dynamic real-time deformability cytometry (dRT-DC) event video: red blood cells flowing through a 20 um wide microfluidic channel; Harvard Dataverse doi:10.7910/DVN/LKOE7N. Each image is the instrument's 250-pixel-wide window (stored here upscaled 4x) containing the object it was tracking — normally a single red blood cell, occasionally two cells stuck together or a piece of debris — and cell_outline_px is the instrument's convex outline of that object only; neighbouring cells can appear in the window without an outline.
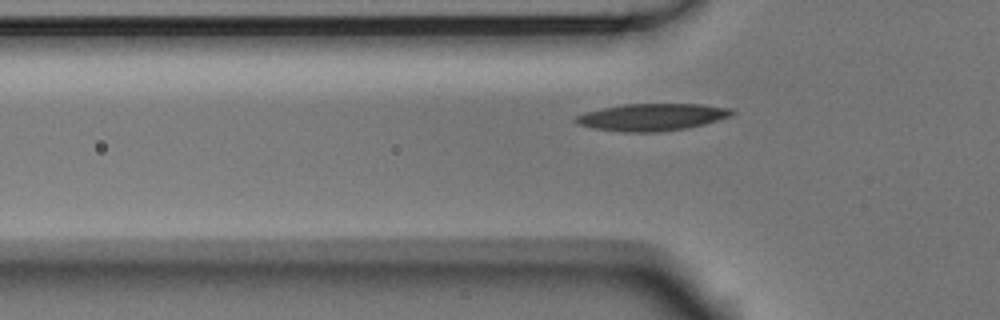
{"species": "Egyptian fruit bat (a non-hibernating species)", "species_latin": "Rousettus aegyptiacus", "temperature_condition": "room temperature", "stored_images_in_passage": 33, "camera_frame_rate_fps": 3000, "um_per_image_px": 0.085, "animal": {"sex": "male"}, "frame": {"image": 1, "passage_image": 2, "time_ms": 0.333, "image_size_px": [1000, 320], "cell_outline_px": [[736, 112], [732, 116], [704, 124], [688, 128], [660, 132], [624, 132], [596, 128], [580, 124], [572, 120], [576, 116], [584, 112], [624, 104], [700, 104], [732, 108]], "centroid_in_image_um": [55.47, 9.95], "position_along_channel_um": 70.3, "area_um2": 24.68}}
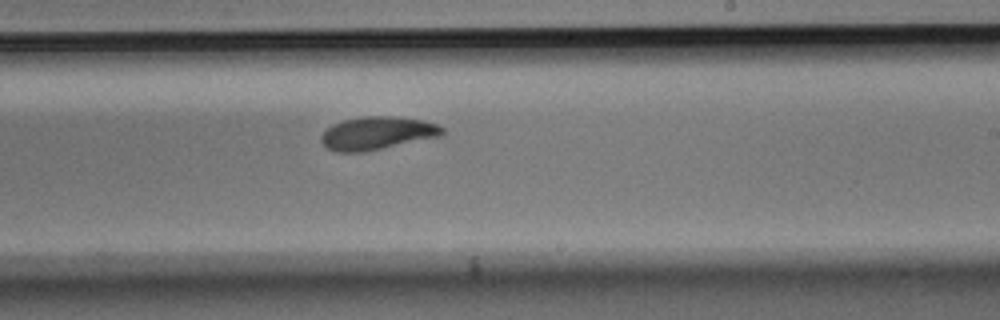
{"frame": {"image": 2, "passage_image": 17, "time_ms": 5.333, "image_size_px": [1000, 320], "cell_outline_px": [[444, 132], [440, 136], [364, 152], [336, 152], [328, 148], [320, 140], [320, 136], [332, 124], [344, 120], [360, 116], [392, 116], [424, 120], [436, 124], [444, 128]], "centroid_in_image_um": [32.05, 11.31], "position_along_channel_um": 257.0, "area_um2": 23.24}}
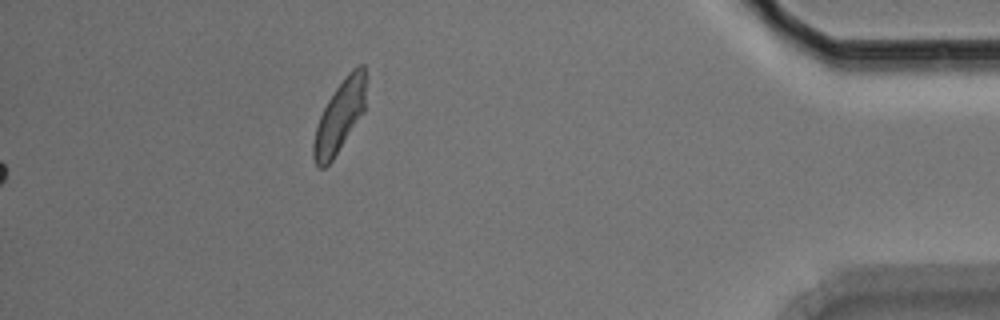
{"frame": {"image": 3, "passage_image": 33, "time_ms": 10.667, "image_size_px": [1000, 320], "cell_outline_px": [[368, 80], [364, 112], [332, 160], [324, 168], [316, 168], [312, 156], [312, 144], [316, 124], [328, 100], [336, 88], [348, 72], [352, 68], [360, 64], [364, 64], [368, 76]], "centroid_in_image_um": [28.89, 9.86], "position_along_channel_um": 406.3, "area_um2": 22.43}, "authors_computed_cell_mechanics": {"area_um2": 23.1778, "velocity_mm_per_s": 3.7229, "shape_relaxation_time_tau1_ms": 3.1788, "shape_relaxation_time_tau2_ms": 3.6805, "deformation_change_tau1": 0.131, "deformation_change_tau2": 0.0796}}